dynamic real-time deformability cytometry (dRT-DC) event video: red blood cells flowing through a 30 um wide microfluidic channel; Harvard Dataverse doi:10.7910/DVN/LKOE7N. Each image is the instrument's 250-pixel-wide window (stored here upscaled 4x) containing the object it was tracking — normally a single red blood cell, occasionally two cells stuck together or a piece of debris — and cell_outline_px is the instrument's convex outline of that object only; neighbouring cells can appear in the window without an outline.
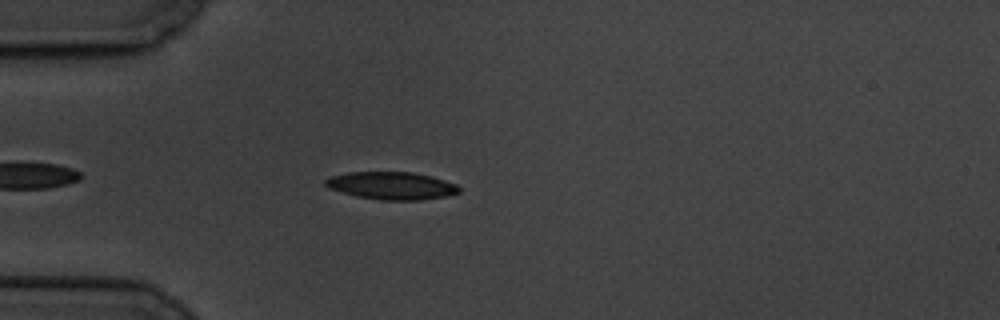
{"species": "common noctule bat (a hibernating species)", "species_latin": "Nyctalus noctula", "temperature_condition": "cold", "stored_images_in_passage": 1, "camera_frame_rate_fps": 3000, "um_per_image_px": 0.085, "animal": {"sex": "male", "body_mass_g": 19.5, "forearm_length_mm": 54.6}, "frame": {"image": 1, "passage_image": 1, "time_ms": 0.0, "image_size_px": [1000, 320], "cell_outline_px": [[460, 192], [448, 196], [420, 200], [380, 200], [356, 196], [328, 188], [324, 184], [324, 180], [328, 176], [348, 172], [412, 172], [432, 176], [456, 184], [460, 188]], "centroid_in_image_um": [33.27, 15.78], "position_along_channel_um": 51.7, "area_um2": 21.68}}